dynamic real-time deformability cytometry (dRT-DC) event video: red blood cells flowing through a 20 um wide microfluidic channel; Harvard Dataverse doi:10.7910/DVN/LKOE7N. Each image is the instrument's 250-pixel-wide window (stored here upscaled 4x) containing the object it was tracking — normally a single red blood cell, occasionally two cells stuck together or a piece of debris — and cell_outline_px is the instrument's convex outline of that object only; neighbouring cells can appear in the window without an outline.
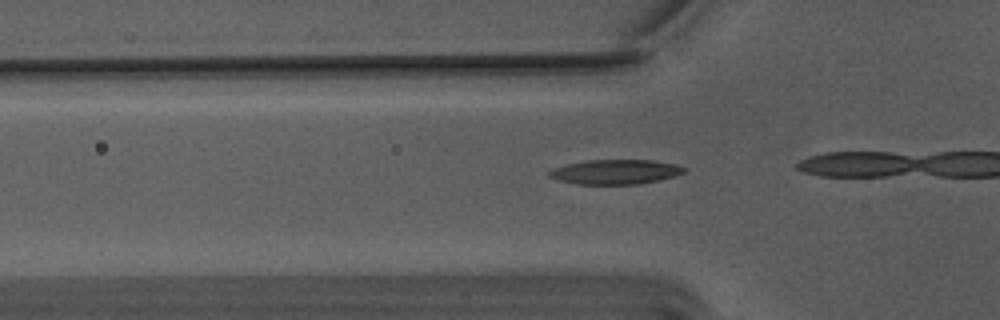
{"species": "Egyptian fruit bat (a non-hibernating species)", "species_latin": "Rousettus aegyptiacus", "temperature_condition": "warm", "stored_images_in_passage": 7, "camera_frame_rate_fps": 3000, "um_per_image_px": 0.085, "animal": {"sex": "male"}, "frame": {"image": 1, "passage_image": 3, "time_ms": 0.667, "image_size_px": [1000, 320], "cell_outline_px": [[688, 168], [684, 172], [676, 176], [636, 184], [576, 184], [560, 180], [548, 176], [548, 172], [552, 168], [568, 164], [588, 160], [652, 160], [676, 164]], "centroid_in_image_um": [52.32, 14.6], "position_along_channel_um": 73.5, "area_um2": 19.25}}